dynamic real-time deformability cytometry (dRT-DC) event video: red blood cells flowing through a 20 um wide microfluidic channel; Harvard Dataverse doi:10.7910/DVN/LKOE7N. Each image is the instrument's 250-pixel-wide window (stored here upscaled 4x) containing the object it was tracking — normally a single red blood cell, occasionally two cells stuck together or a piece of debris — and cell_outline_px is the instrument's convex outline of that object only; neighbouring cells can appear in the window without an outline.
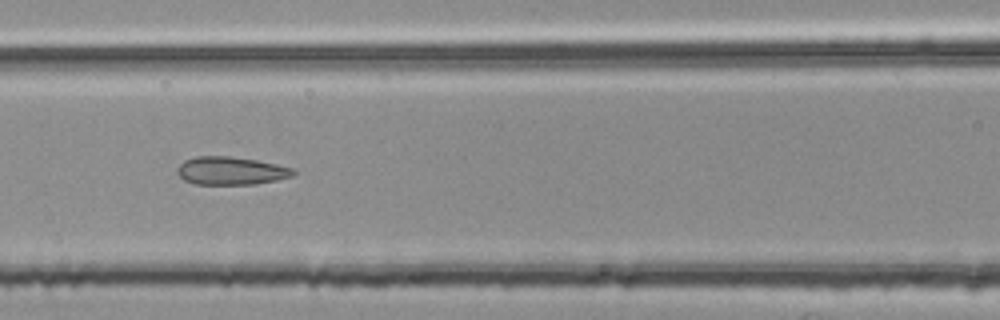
{"species": "common noctule bat (a hibernating species)", "species_latin": "Nyctalus noctula", "temperature_condition": "room temperature", "stored_images_in_passage": 54, "segment_of_instrument_passage": [2, 2], "camera_frame_rate_fps": 3000, "um_per_image_px": 0.085, "animal": {"sex": "female", "body_mass_g": 25.1}, "frame": {"image": 1, "passage_image": 24, "time_ms": 7.667, "image_size_px": [1000, 320], "cell_outline_px": [[296, 172], [292, 176], [276, 180], [256, 184], [196, 184], [184, 180], [176, 172], [176, 168], [184, 160], [196, 156], [228, 156], [256, 160], [276, 164], [292, 168]], "centroid_in_image_um": [19.6, 14.51], "position_along_channel_um": 147.0, "area_um2": 18.9}}
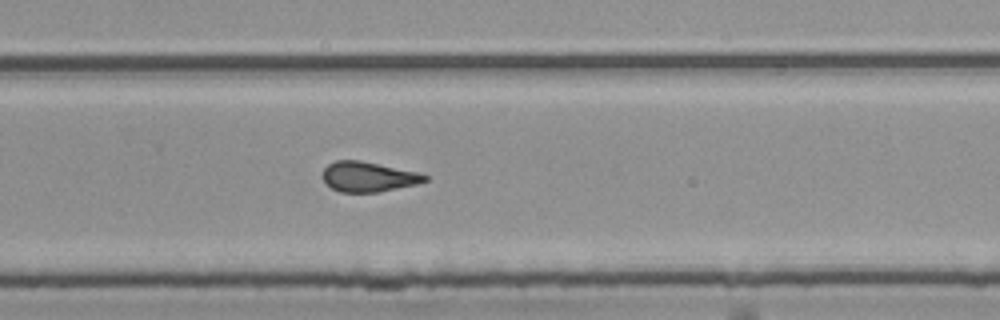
{"frame": {"image": 2, "passage_image": 36, "time_ms": 11.667, "image_size_px": [1000, 320], "cell_outline_px": [[428, 180], [416, 184], [376, 192], [340, 192], [332, 188], [320, 176], [324, 168], [328, 164], [336, 160], [360, 160], [416, 172], [428, 176]], "centroid_in_image_um": [31.25, 15.02], "position_along_channel_um": 298.5, "area_um2": 17.69}}
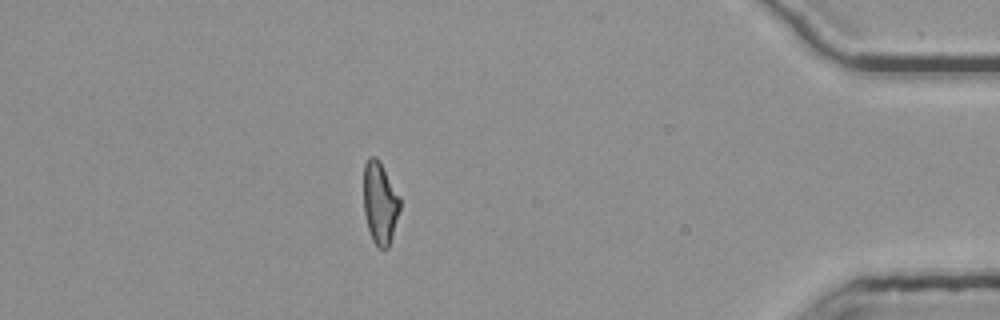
{"frame": {"image": 3, "passage_image": 48, "time_ms": 15.667, "image_size_px": [1000, 320], "cell_outline_px": [[400, 208], [392, 236], [388, 248], [380, 248], [372, 240], [368, 228], [364, 212], [364, 164], [368, 156], [376, 156], [380, 160], [400, 200]], "centroid_in_image_um": [32.28, 17.22], "position_along_channel_um": 402.9, "area_um2": 17.17}}